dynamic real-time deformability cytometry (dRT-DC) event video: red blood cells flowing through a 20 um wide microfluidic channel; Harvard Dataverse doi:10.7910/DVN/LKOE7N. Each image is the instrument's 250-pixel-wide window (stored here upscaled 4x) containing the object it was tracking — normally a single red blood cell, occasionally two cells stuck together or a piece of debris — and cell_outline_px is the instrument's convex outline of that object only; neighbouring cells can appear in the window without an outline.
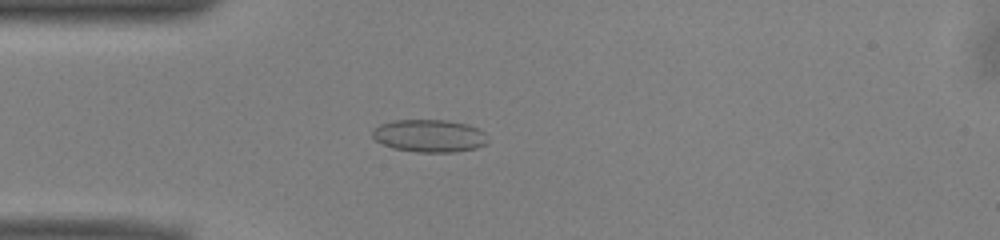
{"species": "common noctule bat (a hibernating species)", "species_latin": "Nyctalus noctula", "temperature_condition": "warm", "stored_images_in_passage": 51, "camera_frame_rate_fps": 3000, "um_per_image_px": 0.085, "animal": {"sex": "male", "body_mass_g": 13.0, "forearm_length_mm": 53.1}, "frame": {"image": 1, "passage_image": 13, "time_ms": 4.0, "image_size_px": [1000, 240], "cell_outline_px": [[488, 144], [476, 148], [452, 152], [416, 152], [392, 148], [380, 144], [372, 136], [372, 128], [380, 124], [392, 120], [448, 120], [468, 124], [480, 128], [488, 136]], "centroid_in_image_um": [36.5, 11.54], "position_along_channel_um": 48.5, "area_um2": 22.37}}
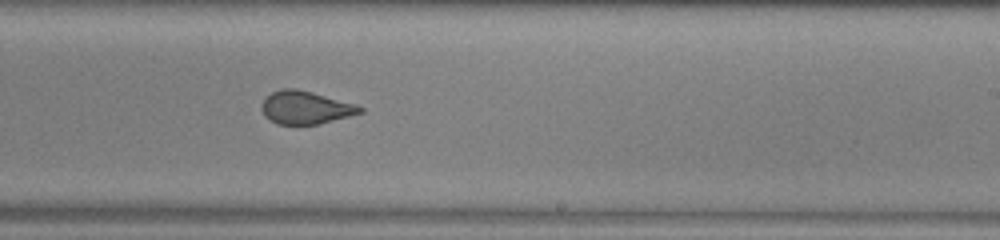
{"frame": {"image": 2, "passage_image": 30, "time_ms": 9.667, "image_size_px": [1000, 240], "cell_outline_px": [[364, 112], [320, 124], [276, 124], [264, 116], [260, 108], [260, 104], [264, 96], [280, 88], [296, 88], [312, 92], [356, 104], [364, 108]], "centroid_in_image_um": [25.93, 9.13], "position_along_channel_um": 263.1, "area_um2": 19.19}}
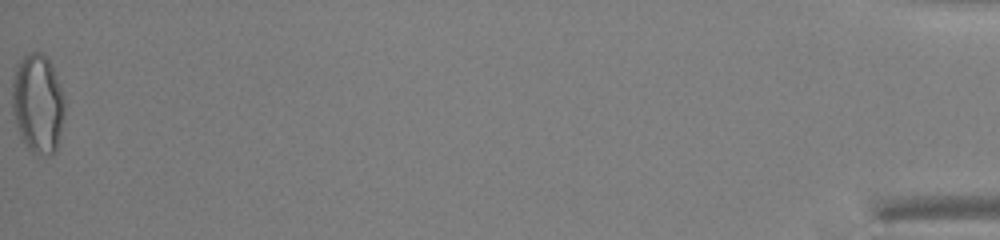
{"frame": {"image": 3, "passage_image": 51, "time_ms": 16.667, "image_size_px": [1000, 240], "cell_outline_px": [[64, 120], [56, 152], [36, 156], [28, 148], [20, 136], [16, 128], [12, 112], [12, 80], [16, 64], [28, 52], [40, 52], [52, 64], [60, 84], [64, 96]], "centroid_in_image_um": [3.2, 8.81], "position_along_channel_um": 432.0, "area_um2": 30.87}, "authors_computed_cell_mechanics": {"area_um2": 21.3282, "velocity_mm_per_s": 3.9708, "shape_relaxation_time_tau1_ms": 10.8797, "shape_relaxation_time_tau2_ms": 0.7042, "deformation_change_tau1": 0.2033, "deformation_change_tau2": 0.0616}}